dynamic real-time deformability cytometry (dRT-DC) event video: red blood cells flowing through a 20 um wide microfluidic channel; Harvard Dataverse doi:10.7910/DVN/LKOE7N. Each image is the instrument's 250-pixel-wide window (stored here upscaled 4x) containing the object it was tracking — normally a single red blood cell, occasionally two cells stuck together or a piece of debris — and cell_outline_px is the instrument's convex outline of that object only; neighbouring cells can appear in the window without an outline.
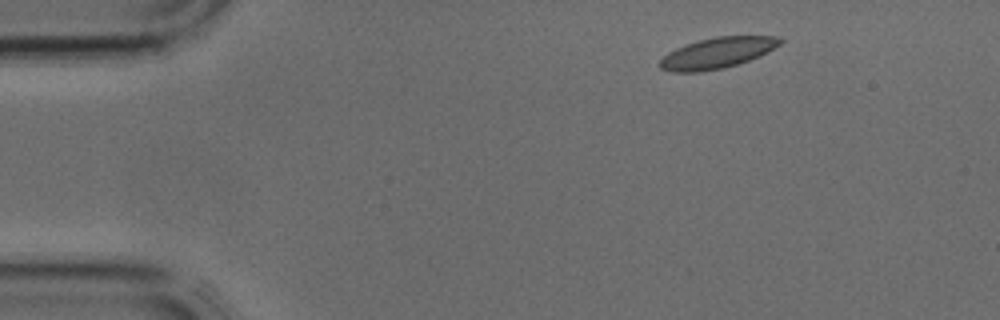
{"species": "common noctule bat (a hibernating species)", "species_latin": "Nyctalus noctula", "temperature_condition": "cold", "stored_images_in_passage": 4, "segment_of_instrument_passage": [2, 2], "camera_frame_rate_fps": 3000, "um_per_image_px": 0.085, "animal": {"sex": "male", "body_mass_g": 17.9, "forearm_length_mm": 54.2}, "frame": {"image": 1, "passage_image": 4, "time_ms": 1.0, "image_size_px": [1000, 320], "cell_outline_px": [[784, 40], [780, 44], [768, 52], [760, 56], [724, 68], [700, 72], [672, 72], [660, 68], [660, 60], [668, 52], [676, 48], [700, 40], [716, 36], [780, 36]], "centroid_in_image_um": [60.99, 4.5], "position_along_channel_um": 24.0, "area_um2": 21.5}}